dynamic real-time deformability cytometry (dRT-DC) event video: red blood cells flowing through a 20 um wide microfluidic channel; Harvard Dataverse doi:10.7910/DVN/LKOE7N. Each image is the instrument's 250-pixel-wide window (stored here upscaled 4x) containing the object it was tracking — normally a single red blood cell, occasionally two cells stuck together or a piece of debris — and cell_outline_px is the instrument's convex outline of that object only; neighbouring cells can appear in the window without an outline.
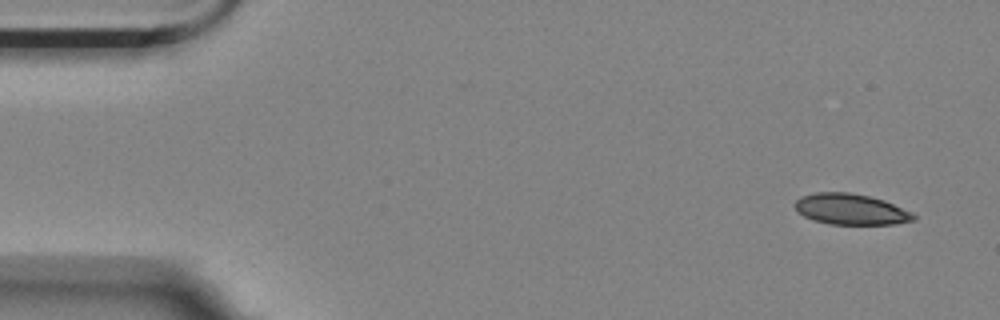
{"species": "Egyptian fruit bat (a non-hibernating species)", "species_latin": "Rousettus aegyptiacus", "temperature_condition": "room temperature", "stored_images_in_passage": 8, "camera_frame_rate_fps": 3000, "um_per_image_px": 0.085, "animal": {"sex": "female"}, "frame": {"image": 1, "passage_image": 1, "time_ms": 0.0, "image_size_px": [1000, 320], "cell_outline_px": [[916, 220], [896, 224], [828, 224], [812, 220], [804, 216], [792, 204], [800, 196], [816, 192], [848, 192], [868, 196], [884, 200], [912, 212], [916, 216]], "centroid_in_image_um": [72.31, 17.79], "position_along_channel_um": 12.7, "area_um2": 21.44}}
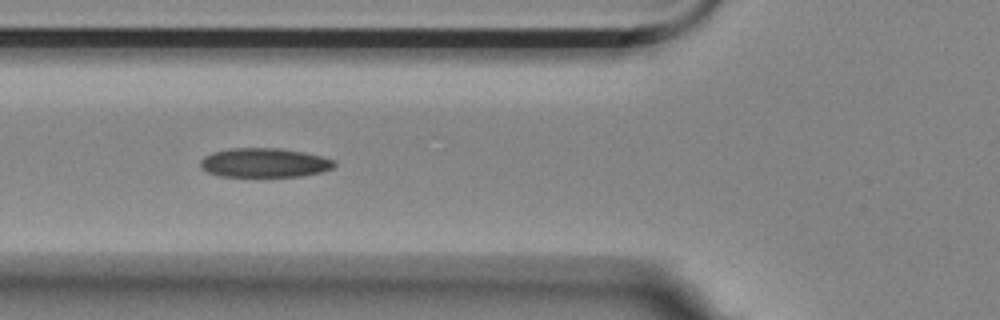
{"frame": {"image": 2, "passage_image": 6, "time_ms": 1.667, "image_size_px": [1000, 320], "cell_outline_px": [[336, 164], [332, 168], [324, 172], [300, 176], [220, 176], [208, 172], [200, 168], [200, 160], [204, 156], [212, 152], [232, 148], [280, 148], [304, 152], [336, 160]], "centroid_in_image_um": [22.48, 13.83], "position_along_channel_um": 103.3, "area_um2": 22.89}}
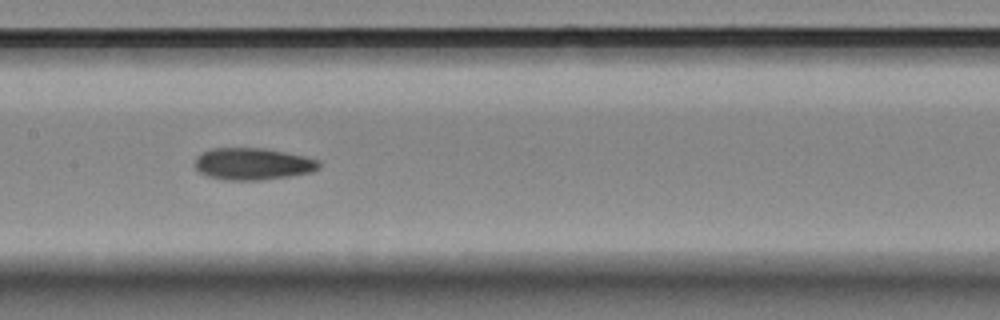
{"frame": {"image": 3, "passage_image": 8, "time_ms": 2.333, "image_size_px": [1000, 320], "cell_outline_px": [[320, 168], [312, 172], [288, 176], [260, 180], [228, 180], [208, 176], [200, 172], [196, 168], [196, 156], [212, 148], [264, 148], [304, 156], [320, 160]], "centroid_in_image_um": [21.51, 13.93], "position_along_channel_um": 185.9, "area_um2": 22.95}}